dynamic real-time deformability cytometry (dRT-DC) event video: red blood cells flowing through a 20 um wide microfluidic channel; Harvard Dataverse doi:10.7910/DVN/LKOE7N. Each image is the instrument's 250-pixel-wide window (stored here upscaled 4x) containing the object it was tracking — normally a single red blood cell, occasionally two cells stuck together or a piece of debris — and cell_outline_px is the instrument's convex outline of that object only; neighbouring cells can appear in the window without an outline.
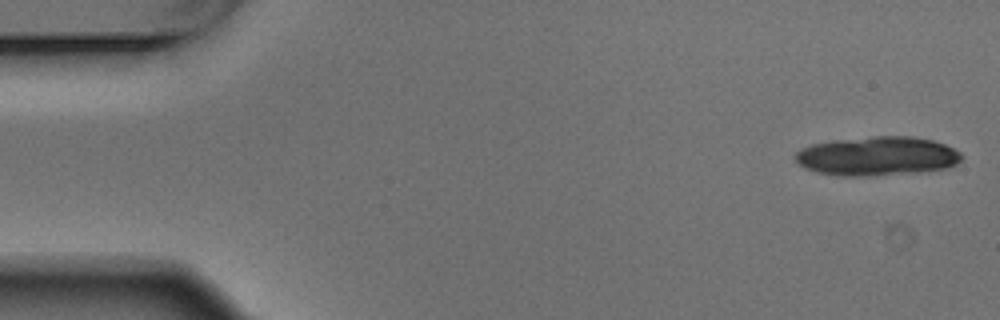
{"species": "Egyptian fruit bat (a non-hibernating species)", "species_latin": "Rousettus aegyptiacus", "temperature_condition": "warm", "stored_images_in_passage": 5, "segment_of_instrument_passage": [2, 2], "camera_frame_rate_fps": 3000, "um_per_image_px": 0.085, "animal": {"sex": "male"}, "frame": {"image": 1, "passage_image": 5, "time_ms": 1.333, "image_size_px": [1000, 320], "cell_outline_px": [[964, 156], [956, 164], [944, 168], [920, 172], [868, 176], [836, 176], [816, 172], [804, 168], [796, 164], [792, 156], [796, 152], [812, 144], [836, 140], [876, 136], [912, 136], [932, 140], [944, 144], [960, 152]], "centroid_in_image_um": [74.52, 13.28], "position_along_channel_um": 10.5, "area_um2": 38.03}}